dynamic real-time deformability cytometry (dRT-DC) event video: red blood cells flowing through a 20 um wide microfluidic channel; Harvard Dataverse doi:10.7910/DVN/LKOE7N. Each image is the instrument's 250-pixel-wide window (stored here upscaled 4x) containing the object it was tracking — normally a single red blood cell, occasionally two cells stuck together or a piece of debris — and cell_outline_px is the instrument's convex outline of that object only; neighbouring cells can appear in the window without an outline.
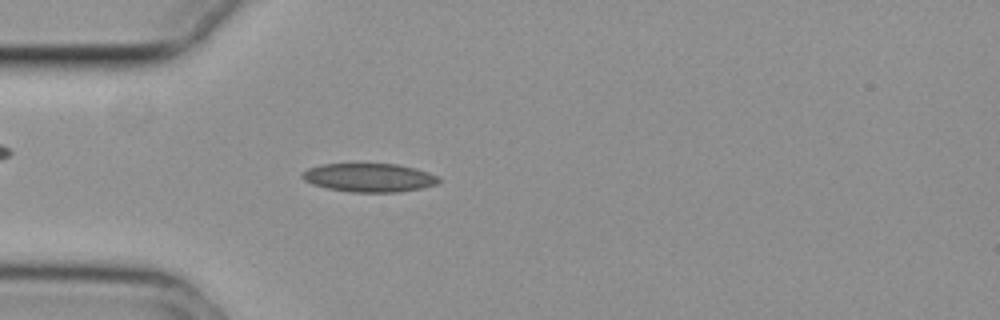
{"species": "common noctule bat (a hibernating species)", "species_latin": "Nyctalus noctula", "temperature_condition": "cold", "stored_images_in_passage": 42, "camera_frame_rate_fps": 3000, "um_per_image_px": 0.085, "animal": {"sex": "female", "body_mass_g": 29.2, "forearm_length_mm": 56.3}, "frame": {"image": 1, "passage_image": 11, "time_ms": 3.333, "image_size_px": [1000, 320], "cell_outline_px": [[440, 180], [436, 184], [420, 188], [400, 192], [352, 192], [328, 188], [312, 184], [304, 180], [300, 176], [300, 172], [308, 168], [320, 164], [396, 164], [428, 172], [436, 176]], "centroid_in_image_um": [31.31, 15.1], "position_along_channel_um": 53.7, "area_um2": 22.6}}
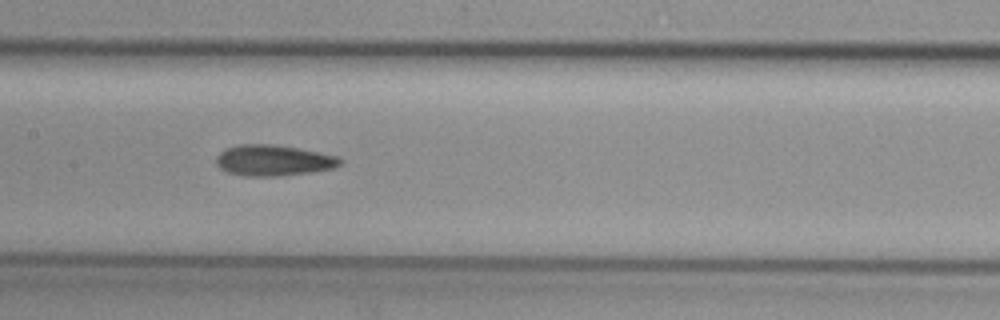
{"frame": {"image": 2, "passage_image": 22, "time_ms": 7.0, "image_size_px": [1000, 320], "cell_outline_px": [[344, 160], [336, 168], [308, 172], [276, 176], [244, 176], [228, 172], [220, 168], [216, 164], [216, 156], [224, 148], [236, 144], [272, 144], [296, 148], [340, 156]], "centroid_in_image_um": [23.23, 13.62], "position_along_channel_um": 184.2, "area_um2": 22.43}}
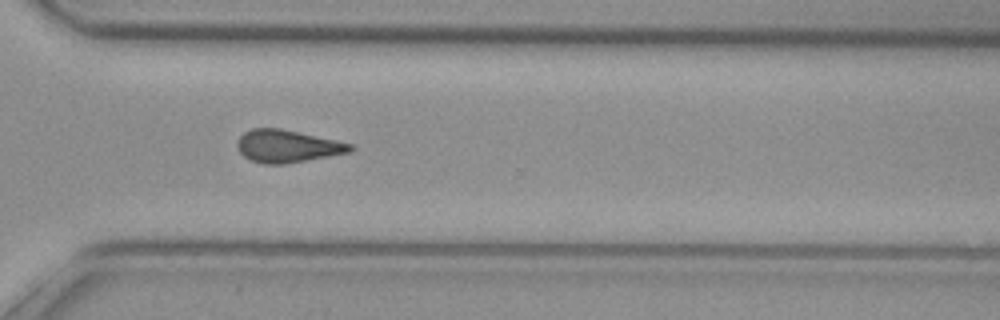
{"frame": {"image": 3, "passage_image": 35, "time_ms": 11.333, "image_size_px": [1000, 320], "cell_outline_px": [[356, 148], [352, 152], [284, 164], [264, 164], [252, 160], [244, 156], [240, 152], [236, 144], [240, 136], [244, 132], [252, 128], [280, 128], [336, 140], [352, 144]], "centroid_in_image_um": [24.44, 12.42], "position_along_channel_um": 346.2, "area_um2": 21.39}, "authors_computed_cell_mechanics": {"area_um2": 21.8195, "velocity_mm_per_s": 3.749, "shape_relaxation_time_tau1_ms": null, "shape_relaxation_time_tau2_ms": 4.8081, "deformation_change_tau1": null, "deformation_change_tau2": 0.1197}}